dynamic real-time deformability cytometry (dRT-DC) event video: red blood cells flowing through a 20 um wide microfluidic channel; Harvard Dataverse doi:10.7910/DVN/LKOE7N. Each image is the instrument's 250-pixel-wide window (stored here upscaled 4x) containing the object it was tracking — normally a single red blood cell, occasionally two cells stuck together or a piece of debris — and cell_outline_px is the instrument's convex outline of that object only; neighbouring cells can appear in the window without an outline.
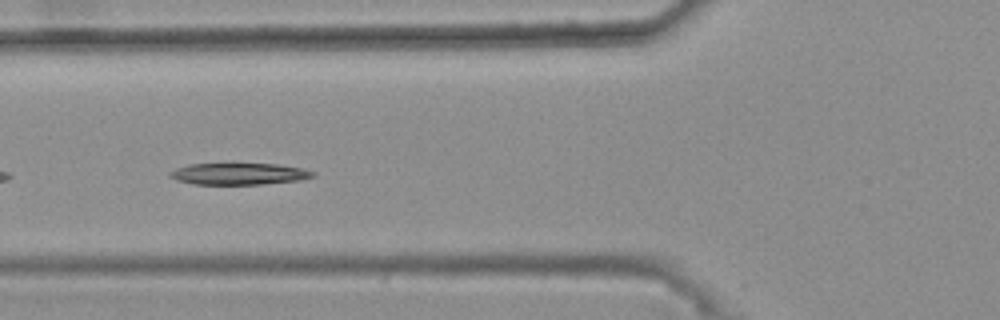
{"species": "common noctule bat (a hibernating species)", "species_latin": "Nyctalus noctula", "temperature_condition": "warm", "stored_images_in_passage": 26, "camera_frame_rate_fps": 3000, "um_per_image_px": 0.085, "animal": {"sex": "female", "body_mass_g": 25.1}, "frame": {"image": 1, "passage_image": 5, "time_ms": 1.333, "image_size_px": [1000, 320], "cell_outline_px": [[316, 176], [300, 180], [260, 184], [192, 184], [176, 180], [168, 176], [176, 168], [192, 164], [276, 164], [304, 168], [316, 172]], "centroid_in_image_um": [20.36, 14.78], "position_along_channel_um": 105.4, "area_um2": 17.92}}
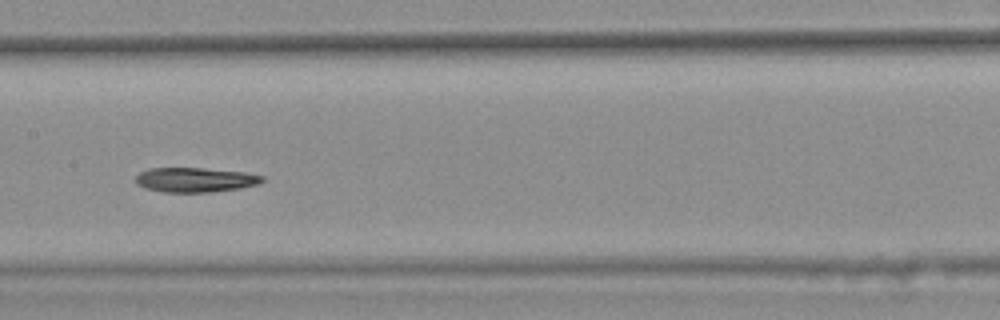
{"frame": {"image": 2, "passage_image": 12, "time_ms": 3.667, "image_size_px": [1000, 320], "cell_outline_px": [[264, 180], [256, 184], [240, 188], [212, 192], [164, 192], [144, 188], [136, 184], [136, 176], [140, 172], [148, 168], [204, 168], [244, 172], [264, 176]], "centroid_in_image_um": [16.56, 15.28], "position_along_channel_um": 190.8, "area_um2": 18.15}}
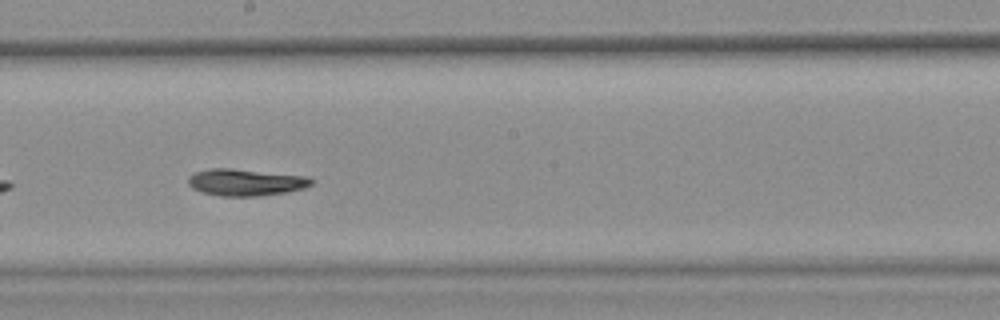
{"frame": {"image": 3, "passage_image": 15, "time_ms": 4.667, "image_size_px": [1000, 320], "cell_outline_px": [[312, 184], [304, 188], [288, 192], [256, 196], [220, 196], [204, 192], [192, 188], [188, 184], [188, 176], [196, 172], [208, 168], [228, 168], [308, 176], [312, 180]], "centroid_in_image_um": [20.87, 15.49], "position_along_channel_um": 227.3, "area_um2": 19.19}, "authors_computed_cell_mechanics": {"area_um2": 18.9584, "velocity_mm_per_s": 3.6601, "shape_relaxation_time_tau1_ms": 7.9941, "shape_relaxation_time_tau2_ms": null, "deformation_change_tau1": 0.2239, "deformation_change_tau2": null}}